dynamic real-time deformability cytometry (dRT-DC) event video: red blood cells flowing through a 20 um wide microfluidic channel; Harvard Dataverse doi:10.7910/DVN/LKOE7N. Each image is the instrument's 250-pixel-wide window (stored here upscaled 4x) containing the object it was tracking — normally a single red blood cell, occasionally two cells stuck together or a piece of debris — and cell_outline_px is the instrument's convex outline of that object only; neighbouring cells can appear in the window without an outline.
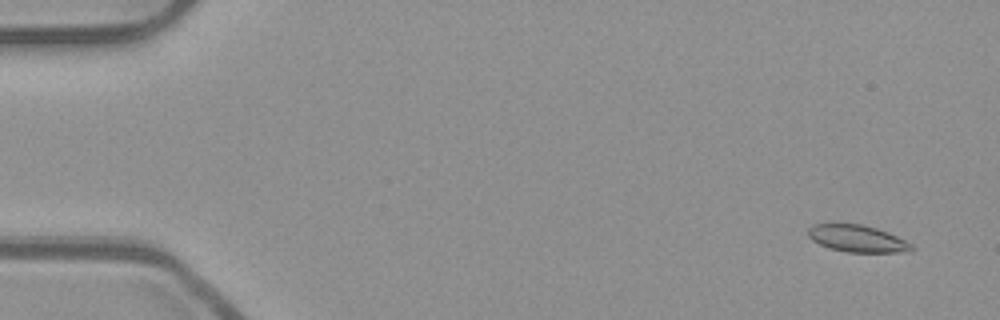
{"species": "common noctule bat (a hibernating species)", "species_latin": "Nyctalus noctula", "temperature_condition": "room temperature", "stored_images_in_passage": 55, "camera_frame_rate_fps": 3000, "um_per_image_px": 0.085, "animal": {"sex": "male", "body_mass_g": 23.1, "forearm_length_mm": 52.7}, "frame": {"image": 1, "passage_image": 4, "time_ms": 1.0, "image_size_px": [1000, 320], "cell_outline_px": [[916, 248], [896, 252], [848, 252], [828, 248], [812, 240], [808, 236], [808, 228], [812, 224], [860, 224], [876, 228], [888, 232], [912, 244]], "centroid_in_image_um": [72.83, 20.27], "position_along_channel_um": 12.2, "area_um2": 16.07}}
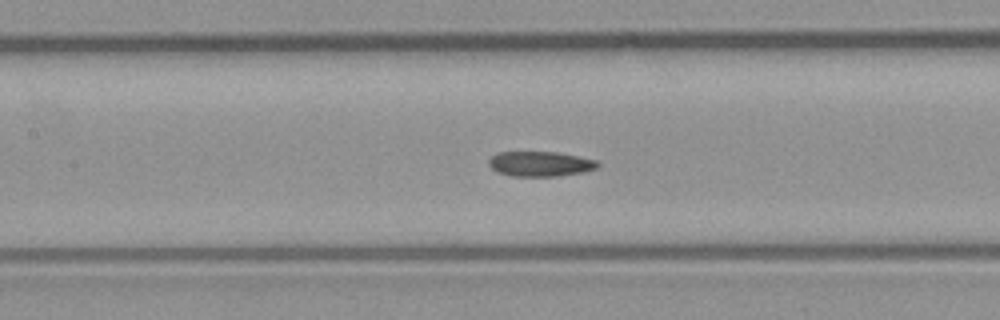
{"frame": {"image": 2, "passage_image": 26, "time_ms": 8.333, "image_size_px": [1000, 320], "cell_outline_px": [[600, 164], [596, 168], [584, 172], [556, 176], [512, 176], [496, 172], [488, 164], [488, 160], [496, 152], [556, 152], [596, 160]], "centroid_in_image_um": [45.89, 13.93], "position_along_channel_um": 161.5, "area_um2": 15.84}}
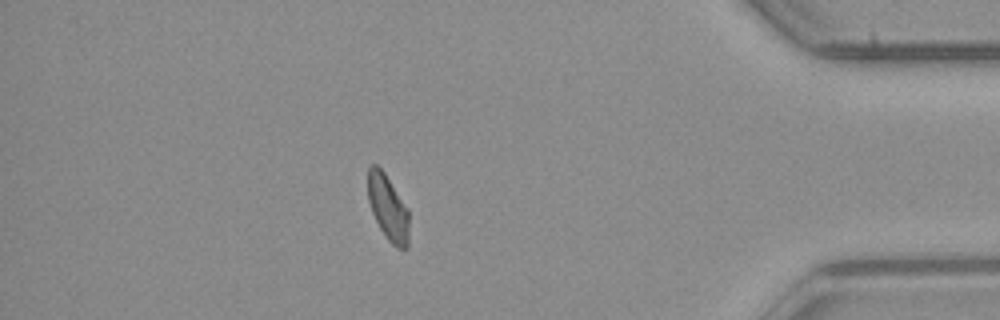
{"frame": {"image": 3, "passage_image": 48, "time_ms": 15.667, "image_size_px": [1000, 320], "cell_outline_px": [[408, 248], [396, 248], [388, 240], [380, 228], [372, 212], [368, 200], [368, 168], [372, 164], [376, 164], [384, 172], [408, 208]], "centroid_in_image_um": [32.98, 17.65], "position_along_channel_um": 402.2, "area_um2": 15.61}, "authors_computed_cell_mechanics": {"area_um2": 16.3574, "velocity_mm_per_s": 3.8651, "shape_relaxation_time_tau1_ms": null, "shape_relaxation_time_tau2_ms": 2.9471, "deformation_change_tau1": null, "deformation_change_tau2": 0.0786}}